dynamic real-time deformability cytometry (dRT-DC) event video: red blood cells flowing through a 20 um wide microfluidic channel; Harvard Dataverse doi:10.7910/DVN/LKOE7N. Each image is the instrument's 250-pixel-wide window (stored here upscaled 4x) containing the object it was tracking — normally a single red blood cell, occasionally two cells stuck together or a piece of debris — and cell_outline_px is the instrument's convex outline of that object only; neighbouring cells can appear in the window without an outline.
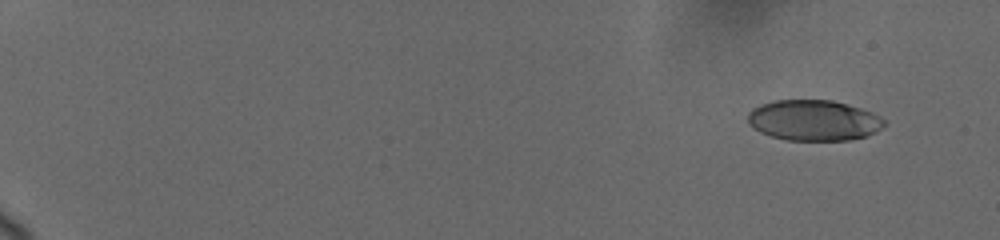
{"species": "human", "species_latin": "Homo sapiens", "temperature_condition": "cold", "stored_images_in_passage": 13, "camera_frame_rate_fps": 3000, "um_per_image_px": 0.085, "donor": {"sex": "female"}, "frame": {"image": 1, "passage_image": 1, "time_ms": 0.0, "image_size_px": [1000, 240], "cell_outline_px": [[884, 124], [880, 128], [864, 136], [848, 140], [788, 140], [772, 136], [760, 132], [748, 120], [748, 112], [752, 108], [760, 104], [772, 100], [832, 100], [860, 108], [872, 112], [880, 116], [884, 120]], "centroid_in_image_um": [69.14, 10.21], "position_along_channel_um": 15.9, "area_um2": 31.96}}
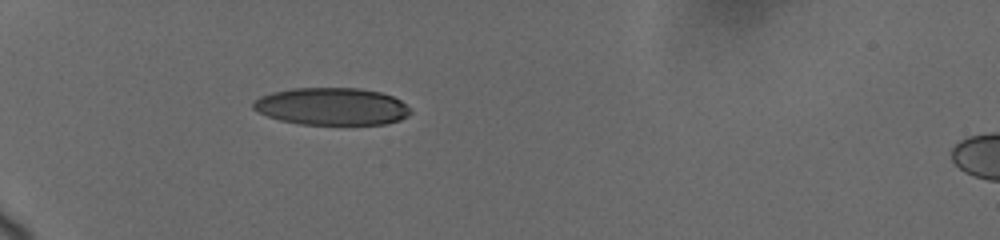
{"frame": {"image": 2, "passage_image": 10, "time_ms": 5.333, "image_size_px": [1000, 240], "cell_outline_px": [[412, 112], [408, 116], [400, 120], [384, 124], [300, 124], [280, 120], [268, 116], [252, 108], [252, 100], [260, 96], [272, 92], [292, 88], [360, 88], [380, 92], [392, 96], [400, 100]], "centroid_in_image_um": [28.18, 9.04], "position_along_channel_um": 56.8, "area_um2": 34.22}}
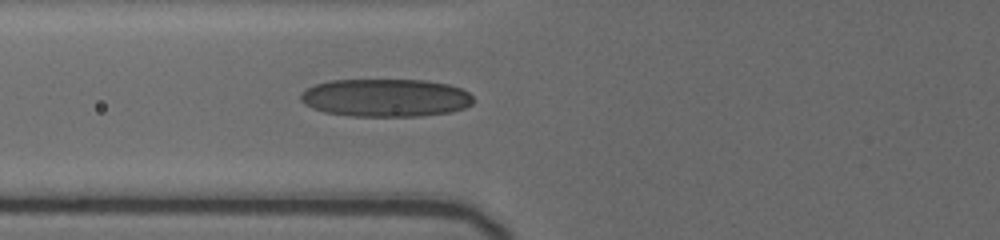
{"frame": {"image": 3, "passage_image": 13, "time_ms": 7.0, "image_size_px": [1000, 240], "cell_outline_px": [[472, 104], [464, 108], [448, 112], [420, 116], [352, 116], [324, 112], [312, 108], [304, 104], [300, 100], [300, 96], [308, 88], [316, 84], [332, 80], [424, 80], [448, 84], [460, 88], [468, 92], [472, 96]], "centroid_in_image_um": [32.77, 8.31], "position_along_channel_um": 93.0, "area_um2": 38.03}}